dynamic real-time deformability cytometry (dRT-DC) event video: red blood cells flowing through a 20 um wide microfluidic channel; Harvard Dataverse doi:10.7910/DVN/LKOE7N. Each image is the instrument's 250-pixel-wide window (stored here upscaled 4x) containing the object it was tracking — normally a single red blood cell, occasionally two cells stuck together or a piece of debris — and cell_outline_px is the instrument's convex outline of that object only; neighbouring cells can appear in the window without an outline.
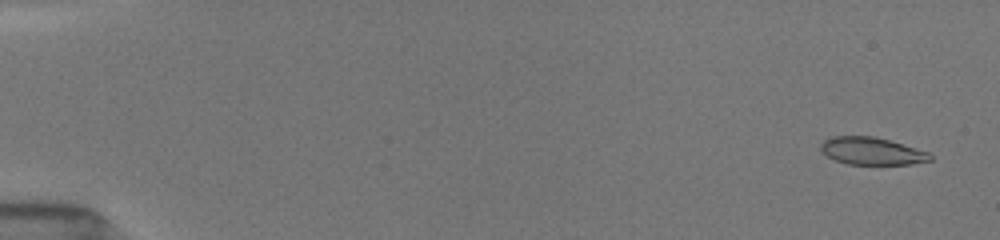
{"species": "common noctule bat (a hibernating species)", "species_latin": "Nyctalus noctula", "temperature_condition": "room temperature", "stored_images_in_passage": 29, "camera_frame_rate_fps": 3000, "um_per_image_px": 0.085, "animal": {"sex": "female", "body_mass_g": 19.5, "forearm_length_mm": 54.1}, "frame": {"image": 1, "passage_image": 2, "time_ms": 0.333, "image_size_px": [1000, 240], "cell_outline_px": [[932, 160], [912, 164], [848, 164], [836, 160], [828, 156], [820, 148], [820, 144], [824, 140], [832, 136], [872, 136], [888, 140], [928, 152], [932, 156]], "centroid_in_image_um": [74.09, 12.84], "position_along_channel_um": 10.9, "area_um2": 17.22}}
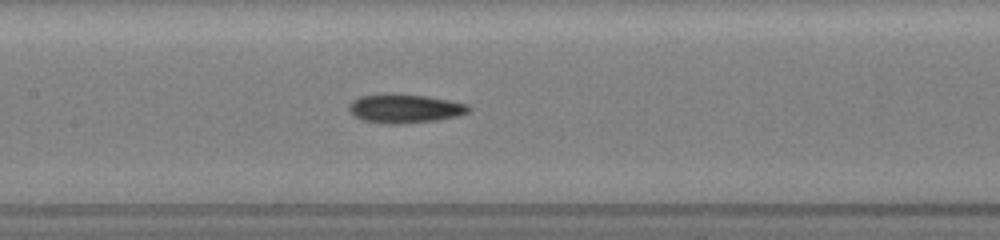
{"frame": {"image": 2, "passage_image": 15, "time_ms": 8.333, "image_size_px": [1000, 240], "cell_outline_px": [[472, 108], [468, 112], [460, 116], [440, 120], [400, 124], [388, 124], [360, 120], [348, 108], [348, 104], [352, 100], [360, 96], [384, 92], [388, 92], [424, 96], [448, 100], [468, 104]], "centroid_in_image_um": [34.4, 9.22], "position_along_channel_um": 173.0, "area_um2": 20.58}}
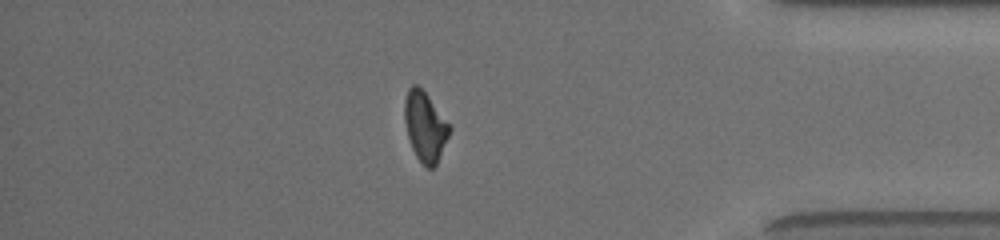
{"frame": {"image": 3, "passage_image": 26, "time_ms": 14.667, "image_size_px": [1000, 240], "cell_outline_px": [[452, 128], [436, 164], [432, 168], [428, 168], [416, 156], [412, 148], [408, 136], [404, 120], [404, 100], [408, 88], [412, 84], [416, 84], [428, 96]], "centroid_in_image_um": [36.11, 10.73], "position_along_channel_um": 399.1, "area_um2": 17.92}, "authors_computed_cell_mechanics": {"area_um2": 19.0162, "velocity_mm_per_s": 3.9852, "shape_relaxation_time_tau1_ms": null, "shape_relaxation_time_tau2_ms": 9.5871, "deformation_change_tau1": null, "deformation_change_tau2": 0.1653}}